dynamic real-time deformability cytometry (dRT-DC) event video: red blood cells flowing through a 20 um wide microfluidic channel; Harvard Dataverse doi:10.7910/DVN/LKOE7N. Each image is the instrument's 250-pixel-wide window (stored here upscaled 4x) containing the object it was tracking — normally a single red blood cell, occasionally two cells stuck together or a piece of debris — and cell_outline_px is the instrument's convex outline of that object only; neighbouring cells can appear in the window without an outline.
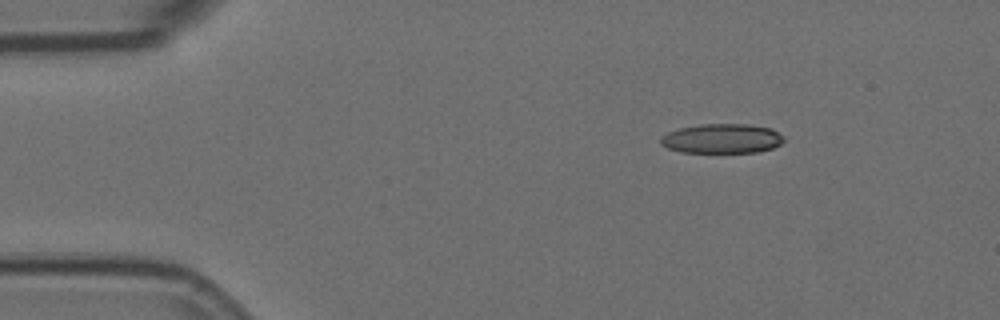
{"species": "Egyptian fruit bat (a non-hibernating species)", "species_latin": "Rousettus aegyptiacus", "temperature_condition": "room temperature", "stored_images_in_passage": 5, "camera_frame_rate_fps": 3000, "um_per_image_px": 0.085, "animal": {"sex": "female"}, "frame": {"image": 1, "passage_image": 2, "time_ms": 0.333, "image_size_px": [1000, 320], "cell_outline_px": [[784, 140], [780, 144], [772, 148], [756, 152], [680, 152], [668, 148], [660, 144], [660, 136], [668, 132], [680, 128], [700, 124], [748, 124], [772, 128], [784, 136]], "centroid_in_image_um": [61.36, 11.77], "position_along_channel_um": 23.6, "area_um2": 21.27}}
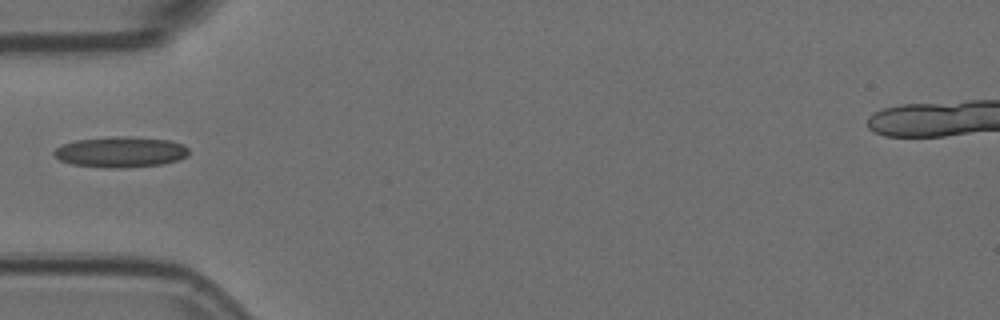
{"frame": {"image": 2, "passage_image": 5, "time_ms": 1.333, "image_size_px": [1000, 320], "cell_outline_px": [[188, 152], [180, 160], [160, 164], [124, 168], [104, 168], [72, 164], [60, 160], [52, 152], [56, 148], [64, 144], [76, 140], [116, 136], [124, 136], [168, 140], [184, 144], [188, 148]], "centroid_in_image_um": [10.25, 12.92], "position_along_channel_um": 74.8, "area_um2": 23.99}}